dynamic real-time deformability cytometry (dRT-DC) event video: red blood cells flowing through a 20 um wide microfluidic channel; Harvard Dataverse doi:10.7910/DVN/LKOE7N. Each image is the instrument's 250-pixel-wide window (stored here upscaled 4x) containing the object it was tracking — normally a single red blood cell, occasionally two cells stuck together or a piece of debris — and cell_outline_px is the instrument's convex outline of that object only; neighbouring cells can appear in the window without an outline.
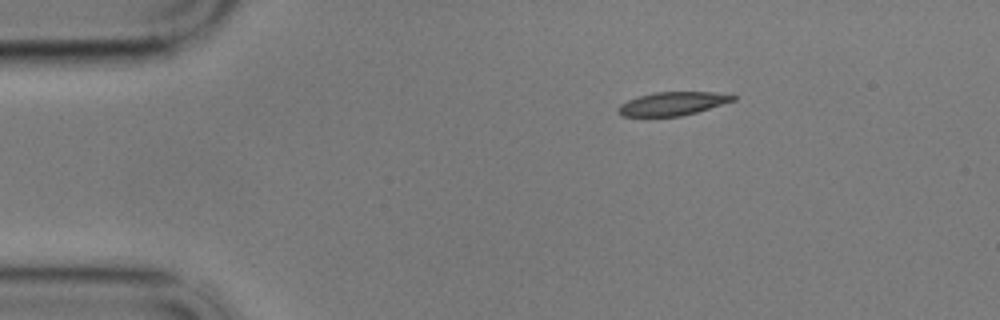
{"species": "common noctule bat (a hibernating species)", "species_latin": "Nyctalus noctula", "temperature_condition": "cold", "stored_images_in_passage": 49, "camera_frame_rate_fps": 3000, "um_per_image_px": 0.085, "animal": {"sex": "male", "body_mass_g": 17.9}, "frame": {"image": 1, "passage_image": 1, "time_ms": 0.0, "image_size_px": [1000, 320], "cell_outline_px": [[736, 100], [696, 112], [680, 116], [620, 116], [616, 112], [616, 108], [620, 104], [628, 100], [640, 96], [656, 92], [712, 92], [736, 96]], "centroid_in_image_um": [57.12, 8.81], "position_along_channel_um": 27.9, "area_um2": 15.55}}
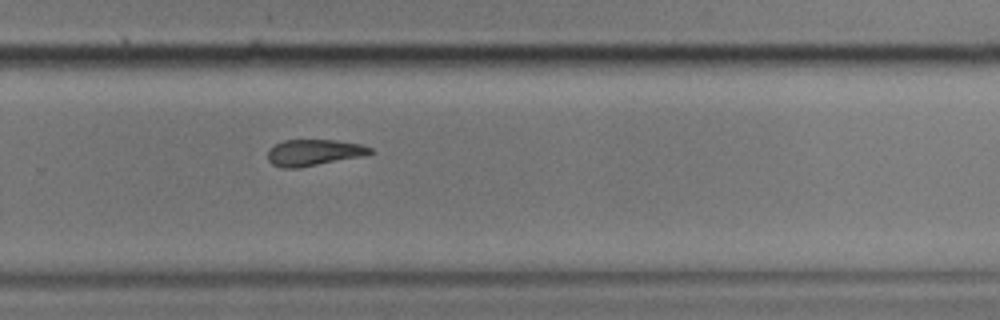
{"frame": {"image": 2, "passage_image": 30, "time_ms": 9.667, "image_size_px": [1000, 320], "cell_outline_px": [[376, 152], [364, 156], [300, 168], [284, 168], [272, 164], [268, 160], [268, 148], [284, 140], [336, 140], [364, 144], [372, 148]], "centroid_in_image_um": [26.73, 12.97], "position_along_channel_um": 303.1, "area_um2": 16.01}}
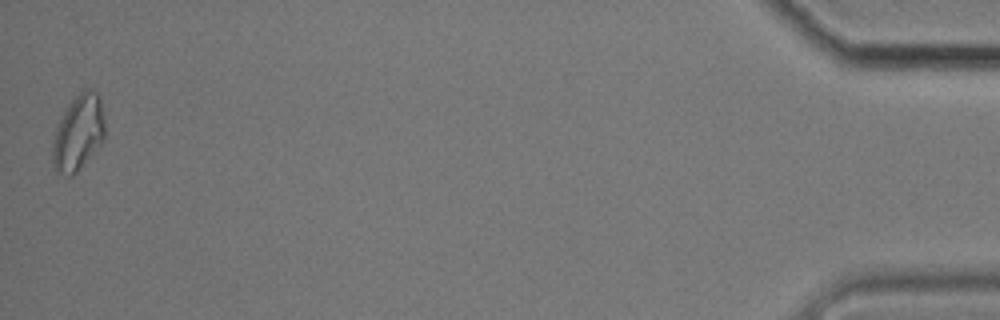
{"frame": {"image": 3, "passage_image": 49, "time_ms": 16.0, "image_size_px": [1000, 320], "cell_outline_px": [[104, 140], [76, 172], [72, 176], [68, 176], [56, 172], [52, 164], [52, 140], [60, 116], [68, 104], [84, 88], [88, 88], [96, 92], [100, 96], [104, 116]], "centroid_in_image_um": [6.64, 11.27], "position_along_channel_um": 428.6, "area_um2": 23.24}, "authors_computed_cell_mechanics": {"area_um2": 16.9932, "velocity_mm_per_s": 3.4223, "shape_relaxation_time_tau1_ms": null, "shape_relaxation_time_tau2_ms": 8.2984, "deformation_change_tau1": null, "deformation_change_tau2": 0.1424}}